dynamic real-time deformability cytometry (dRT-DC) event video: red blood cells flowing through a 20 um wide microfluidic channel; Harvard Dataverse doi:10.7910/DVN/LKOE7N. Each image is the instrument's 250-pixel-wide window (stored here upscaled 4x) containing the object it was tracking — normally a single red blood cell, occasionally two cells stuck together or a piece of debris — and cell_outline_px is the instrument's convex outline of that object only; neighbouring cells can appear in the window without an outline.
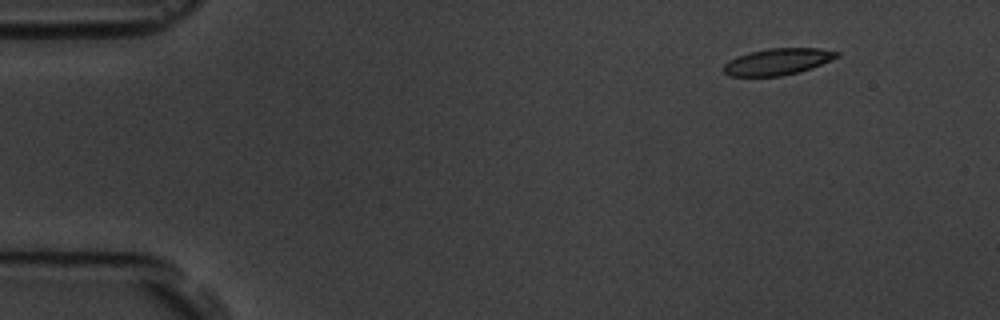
{"species": "common noctule bat (a hibernating species)", "species_latin": "Nyctalus noctula", "temperature_condition": "room temperature", "stored_images_in_passage": 4, "camera_frame_rate_fps": 3000, "um_per_image_px": 0.085, "animal": {"sex": "male", "body_mass_g": 19.5, "forearm_length_mm": 54.6}, "frame": {"image": 1, "passage_image": 1, "time_ms": 0.0, "image_size_px": [1000, 320], "cell_outline_px": [[840, 56], [832, 60], [812, 68], [800, 72], [784, 76], [728, 76], [724, 72], [724, 64], [728, 60], [736, 56], [748, 52], [768, 48], [820, 48], [840, 52]], "centroid_in_image_um": [66.12, 5.24], "position_along_channel_um": 18.9, "area_um2": 17.8}}
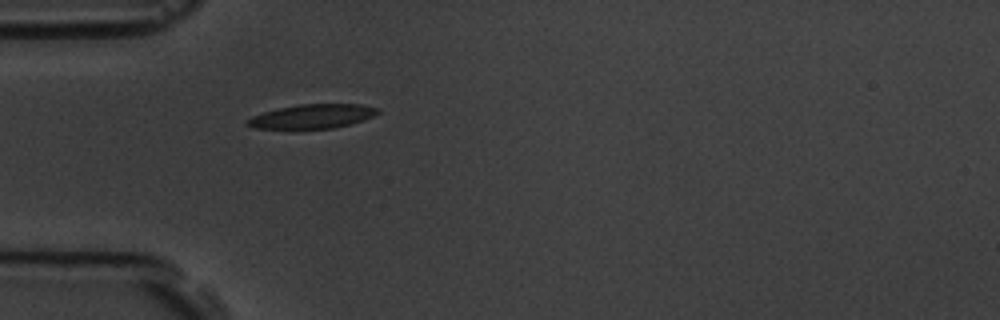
{"frame": {"image": 2, "passage_image": 4, "time_ms": 3.667, "image_size_px": [1000, 320], "cell_outline_px": [[380, 112], [364, 120], [332, 128], [256, 128], [244, 124], [252, 116], [264, 112], [280, 108], [300, 104], [364, 104], [380, 108]], "centroid_in_image_um": [26.6, 9.87], "position_along_channel_um": 58.4, "area_um2": 18.09}}